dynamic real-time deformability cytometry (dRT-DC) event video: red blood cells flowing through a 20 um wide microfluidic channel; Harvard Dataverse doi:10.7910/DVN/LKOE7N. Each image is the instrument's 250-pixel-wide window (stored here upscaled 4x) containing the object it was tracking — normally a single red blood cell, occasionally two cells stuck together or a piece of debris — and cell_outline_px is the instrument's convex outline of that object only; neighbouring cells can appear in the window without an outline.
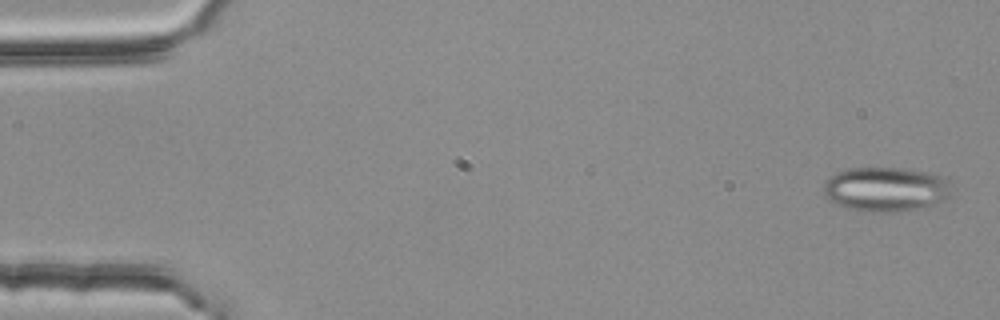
{"species": "common noctule bat (a hibernating species)", "species_latin": "Nyctalus noctula", "temperature_condition": "room temperature", "stored_images_in_passage": 4, "camera_frame_rate_fps": 3000, "um_per_image_px": 0.085, "animal": {"sex": "female", "body_mass_g": 25.1}, "frame": {"image": 1, "passage_image": 1, "time_ms": 0.0, "image_size_px": [1000, 320], "cell_outline_px": [[952, 184], [948, 196], [940, 200], [908, 212], [868, 212], [844, 208], [836, 204], [824, 196], [824, 180], [836, 172], [848, 168], [900, 168], [948, 176]], "centroid_in_image_um": [75.26, 16.08], "position_along_channel_um": 9.7, "area_um2": 33.52}}